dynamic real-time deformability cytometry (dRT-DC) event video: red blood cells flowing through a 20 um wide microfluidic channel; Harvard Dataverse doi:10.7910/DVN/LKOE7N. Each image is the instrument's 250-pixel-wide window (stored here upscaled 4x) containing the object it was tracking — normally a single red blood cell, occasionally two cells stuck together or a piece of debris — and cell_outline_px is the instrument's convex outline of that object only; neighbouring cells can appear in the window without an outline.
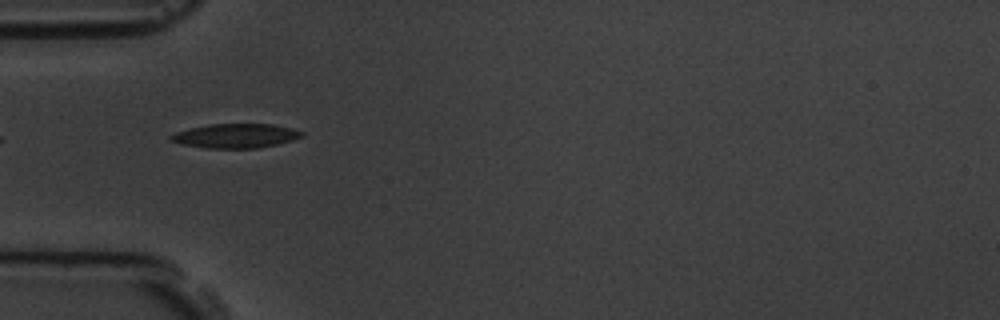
{"species": "common noctule bat (a hibernating species)", "species_latin": "Nyctalus noctula", "temperature_condition": "room temperature", "stored_images_in_passage": 5, "camera_frame_rate_fps": 3000, "um_per_image_px": 0.085, "animal": {"sex": "male", "body_mass_g": 19.5, "forearm_length_mm": 54.6}, "frame": {"image": 1, "passage_image": 5, "time_ms": 4.333, "image_size_px": [1000, 320], "cell_outline_px": [[304, 136], [292, 140], [276, 144], [256, 148], [204, 148], [180, 144], [168, 140], [168, 136], [176, 132], [208, 124], [272, 124], [292, 128], [304, 132]], "centroid_in_image_um": [20.0, 11.55], "position_along_channel_um": 65.0, "area_um2": 18.55}}